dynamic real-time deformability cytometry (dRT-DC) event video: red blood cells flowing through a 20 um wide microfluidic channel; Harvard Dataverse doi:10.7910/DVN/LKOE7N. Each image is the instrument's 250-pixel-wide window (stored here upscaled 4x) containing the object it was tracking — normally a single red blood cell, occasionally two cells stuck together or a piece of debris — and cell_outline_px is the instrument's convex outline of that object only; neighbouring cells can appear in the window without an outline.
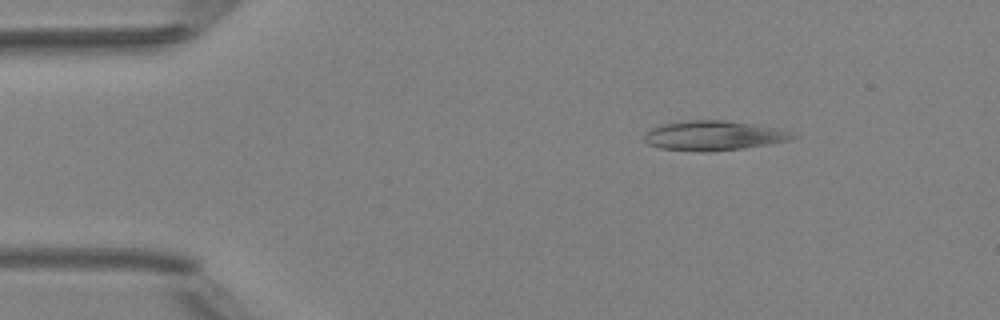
{"species": "Egyptian fruit bat (a non-hibernating species)", "species_latin": "Rousettus aegyptiacus", "temperature_condition": "room temperature", "stored_images_in_passage": 5, "camera_frame_rate_fps": 3000, "um_per_image_px": 0.085, "animal": {"sex": "female"}, "frame": {"image": 1, "passage_image": 2, "time_ms": 1.333, "image_size_px": [1000, 320], "cell_outline_px": [[796, 136], [792, 140], [772, 144], [744, 148], [704, 152], [700, 152], [660, 148], [648, 144], [644, 140], [644, 132], [660, 124], [684, 120], [724, 120], [780, 128]], "centroid_in_image_um": [60.63, 11.52], "position_along_channel_um": 24.4, "area_um2": 25.84}}
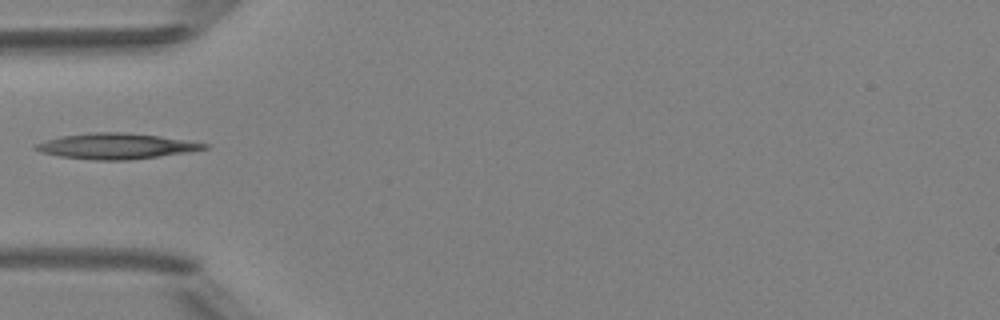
{"frame": {"image": 2, "passage_image": 4, "time_ms": 4.333, "image_size_px": [1000, 320], "cell_outline_px": [[208, 148], [188, 152], [160, 156], [128, 160], [96, 160], [60, 156], [40, 152], [32, 148], [32, 144], [44, 140], [60, 136], [88, 132], [124, 132], [160, 136], [188, 140], [208, 144]], "centroid_in_image_um": [9.81, 12.41], "position_along_channel_um": 75.2, "area_um2": 25.37}}
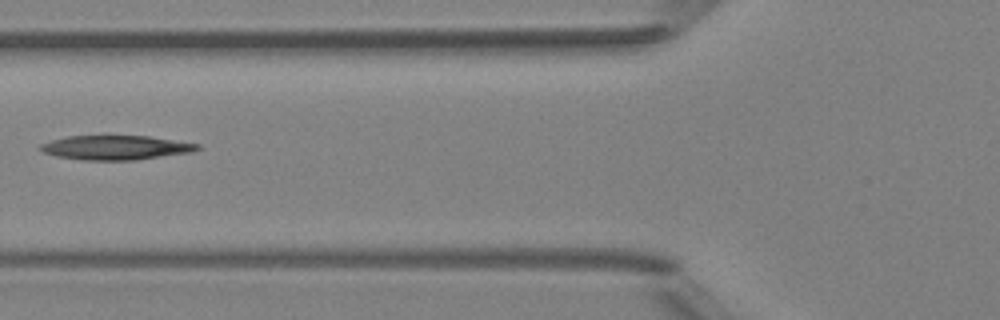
{"frame": {"image": 3, "passage_image": 5, "time_ms": 5.333, "image_size_px": [1000, 320], "cell_outline_px": [[200, 148], [192, 152], [136, 160], [84, 160], [56, 156], [44, 152], [36, 148], [40, 144], [52, 140], [68, 136], [148, 136], [200, 144]], "centroid_in_image_um": [9.82, 12.55], "position_along_channel_um": 116.0, "area_um2": 22.2}}